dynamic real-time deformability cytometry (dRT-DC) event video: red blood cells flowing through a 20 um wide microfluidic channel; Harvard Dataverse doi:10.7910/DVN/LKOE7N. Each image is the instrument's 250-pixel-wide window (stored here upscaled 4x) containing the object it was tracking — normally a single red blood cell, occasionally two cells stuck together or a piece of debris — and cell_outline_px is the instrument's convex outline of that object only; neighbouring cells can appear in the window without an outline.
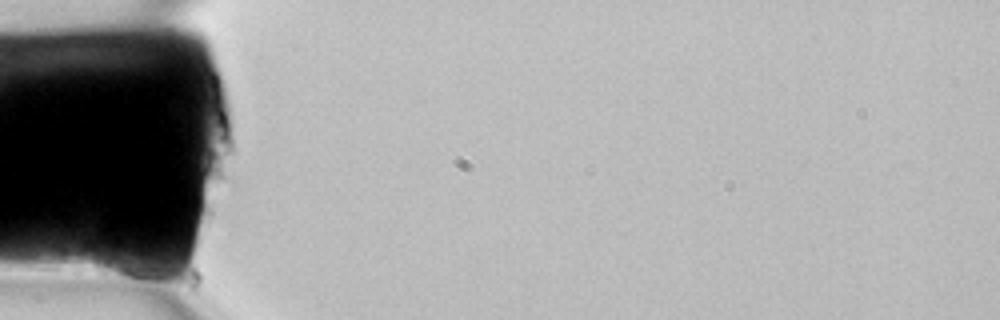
{"species": "common noctule bat (a hibernating species)", "species_latin": "Nyctalus noctula", "temperature_condition": "room temperature", "stored_images_in_passage": 3, "camera_frame_rate_fps": 3000, "um_per_image_px": 0.085, "animal": {"sex": "female", "body_mass_g": 22.7, "forearm_length_mm": 54.2}, "frame": {"image": 1, "passage_image": 1, "time_ms": 0.0, "image_size_px": [1000, 320], "cell_outline_px": [[160, 276], [156, 288], [148, 288], [96, 272], [92, 264], [92, 256], [96, 244], [104, 240], [140, 256]], "centroid_in_image_um": [10.49, 22.55], "position_along_channel_um": 74.5, "area_um2": 13.58}}